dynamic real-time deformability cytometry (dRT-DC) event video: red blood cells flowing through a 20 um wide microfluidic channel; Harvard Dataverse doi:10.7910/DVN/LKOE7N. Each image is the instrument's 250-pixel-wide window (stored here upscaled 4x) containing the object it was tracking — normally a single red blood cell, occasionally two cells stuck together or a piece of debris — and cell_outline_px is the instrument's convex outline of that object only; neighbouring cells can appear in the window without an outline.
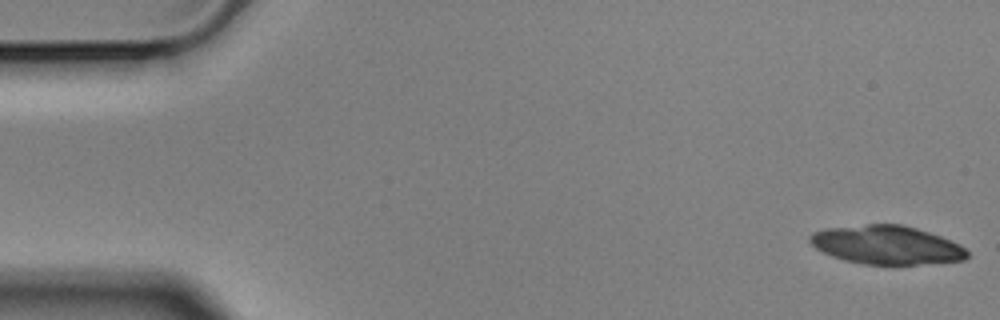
{"species": "Egyptian fruit bat (a non-hibernating species)", "species_latin": "Rousettus aegyptiacus", "temperature_condition": "cold", "stored_images_in_passage": 23, "camera_frame_rate_fps": 3000, "um_per_image_px": 0.085, "animal": {"sex": "male"}, "frame": {"image": 1, "passage_image": 1, "time_ms": 0.0, "image_size_px": [1000, 320], "cell_outline_px": [[968, 256], [964, 260], [916, 264], [864, 264], [844, 260], [832, 256], [816, 248], [808, 240], [808, 236], [812, 232], [824, 228], [868, 224], [904, 224], [940, 236], [960, 244], [968, 252]], "centroid_in_image_um": [75.33, 20.81], "position_along_channel_um": 9.7, "area_um2": 35.32}}